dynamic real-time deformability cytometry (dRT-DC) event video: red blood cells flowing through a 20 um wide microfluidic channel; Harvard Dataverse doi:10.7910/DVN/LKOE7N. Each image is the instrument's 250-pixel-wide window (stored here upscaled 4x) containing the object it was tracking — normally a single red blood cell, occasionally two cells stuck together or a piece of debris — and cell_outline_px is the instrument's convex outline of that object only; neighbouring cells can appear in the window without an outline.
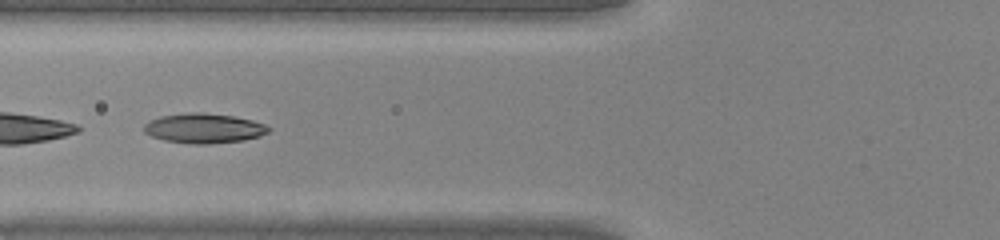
{"species": "common noctule bat (a hibernating species)", "species_latin": "Nyctalus noctula", "temperature_condition": "warm", "stored_images_in_passage": 45, "camera_frame_rate_fps": 3000, "um_per_image_px": 0.085, "animal": {"sex": "male", "body_mass_g": 20.0, "forearm_length_mm": 53.3}, "frame": {"image": 1, "passage_image": 19, "time_ms": 6.0, "image_size_px": [1000, 240], "cell_outline_px": [[272, 128], [268, 132], [260, 136], [244, 140], [208, 144], [192, 144], [164, 140], [152, 136], [144, 132], [144, 124], [148, 120], [160, 116], [188, 112], [204, 112], [232, 116], [252, 120], [264, 124]], "centroid_in_image_um": [17.32, 10.9], "position_along_channel_um": 108.5, "area_um2": 21.73}}
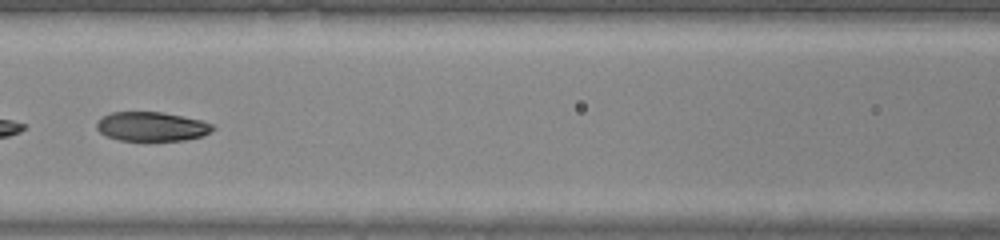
{"frame": {"image": 2, "passage_image": 22, "time_ms": 7.0, "image_size_px": [1000, 240], "cell_outline_px": [[216, 128], [212, 132], [204, 136], [184, 140], [120, 140], [104, 136], [96, 128], [96, 120], [112, 112], [160, 112], [200, 120], [216, 124]], "centroid_in_image_um": [12.91, 10.76], "position_along_channel_um": 153.7, "area_um2": 19.88}}
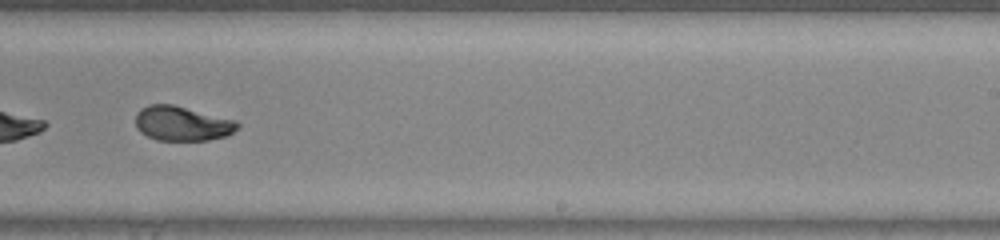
{"frame": {"image": 3, "passage_image": 30, "time_ms": 9.667, "image_size_px": [1000, 240], "cell_outline_px": [[240, 128], [224, 136], [208, 140], [156, 140], [140, 132], [136, 128], [136, 112], [140, 108], [148, 104], [172, 104], [236, 120], [240, 124]], "centroid_in_image_um": [15.46, 10.49], "position_along_channel_um": 273.5, "area_um2": 20.63}}